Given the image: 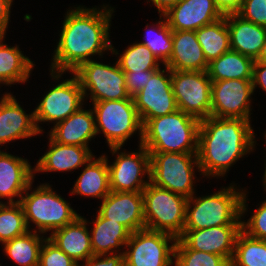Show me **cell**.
<instances>
[{
  "label": "cell",
  "instance_id": "obj_46",
  "mask_svg": "<svg viewBox=\"0 0 266 266\" xmlns=\"http://www.w3.org/2000/svg\"><path fill=\"white\" fill-rule=\"evenodd\" d=\"M255 61L266 63V38H265V41H264V45H263V47L261 49V52H260L258 58Z\"/></svg>",
  "mask_w": 266,
  "mask_h": 266
},
{
  "label": "cell",
  "instance_id": "obj_11",
  "mask_svg": "<svg viewBox=\"0 0 266 266\" xmlns=\"http://www.w3.org/2000/svg\"><path fill=\"white\" fill-rule=\"evenodd\" d=\"M211 84L206 71L171 70V85L178 110L200 121L211 114Z\"/></svg>",
  "mask_w": 266,
  "mask_h": 266
},
{
  "label": "cell",
  "instance_id": "obj_27",
  "mask_svg": "<svg viewBox=\"0 0 266 266\" xmlns=\"http://www.w3.org/2000/svg\"><path fill=\"white\" fill-rule=\"evenodd\" d=\"M94 220L90 233L93 255L124 254V251L119 250L126 245L131 232L122 224L105 219L99 213Z\"/></svg>",
  "mask_w": 266,
  "mask_h": 266
},
{
  "label": "cell",
  "instance_id": "obj_30",
  "mask_svg": "<svg viewBox=\"0 0 266 266\" xmlns=\"http://www.w3.org/2000/svg\"><path fill=\"white\" fill-rule=\"evenodd\" d=\"M196 36L207 63L230 50L229 30L225 15L196 30Z\"/></svg>",
  "mask_w": 266,
  "mask_h": 266
},
{
  "label": "cell",
  "instance_id": "obj_15",
  "mask_svg": "<svg viewBox=\"0 0 266 266\" xmlns=\"http://www.w3.org/2000/svg\"><path fill=\"white\" fill-rule=\"evenodd\" d=\"M252 80L212 81L211 117L250 120Z\"/></svg>",
  "mask_w": 266,
  "mask_h": 266
},
{
  "label": "cell",
  "instance_id": "obj_17",
  "mask_svg": "<svg viewBox=\"0 0 266 266\" xmlns=\"http://www.w3.org/2000/svg\"><path fill=\"white\" fill-rule=\"evenodd\" d=\"M242 226H216L200 230H183L179 239L193 250L213 253L231 263L235 243Z\"/></svg>",
  "mask_w": 266,
  "mask_h": 266
},
{
  "label": "cell",
  "instance_id": "obj_40",
  "mask_svg": "<svg viewBox=\"0 0 266 266\" xmlns=\"http://www.w3.org/2000/svg\"><path fill=\"white\" fill-rule=\"evenodd\" d=\"M156 70L149 71H141V72H124L125 73V81H126V89L130 97L136 95L142 88L145 87L148 78L152 76V74Z\"/></svg>",
  "mask_w": 266,
  "mask_h": 266
},
{
  "label": "cell",
  "instance_id": "obj_12",
  "mask_svg": "<svg viewBox=\"0 0 266 266\" xmlns=\"http://www.w3.org/2000/svg\"><path fill=\"white\" fill-rule=\"evenodd\" d=\"M138 147V152L131 153L120 152L121 147L109 148L112 155H117L112 164L107 158L110 191L143 192L150 182V154L144 146ZM146 175L148 180L145 181Z\"/></svg>",
  "mask_w": 266,
  "mask_h": 266
},
{
  "label": "cell",
  "instance_id": "obj_38",
  "mask_svg": "<svg viewBox=\"0 0 266 266\" xmlns=\"http://www.w3.org/2000/svg\"><path fill=\"white\" fill-rule=\"evenodd\" d=\"M242 231L252 238L266 240V200L247 221H242Z\"/></svg>",
  "mask_w": 266,
  "mask_h": 266
},
{
  "label": "cell",
  "instance_id": "obj_45",
  "mask_svg": "<svg viewBox=\"0 0 266 266\" xmlns=\"http://www.w3.org/2000/svg\"><path fill=\"white\" fill-rule=\"evenodd\" d=\"M182 0H147V2H152L154 7H157L159 15L165 14L171 7L176 5Z\"/></svg>",
  "mask_w": 266,
  "mask_h": 266
},
{
  "label": "cell",
  "instance_id": "obj_39",
  "mask_svg": "<svg viewBox=\"0 0 266 266\" xmlns=\"http://www.w3.org/2000/svg\"><path fill=\"white\" fill-rule=\"evenodd\" d=\"M237 14L247 21L266 27V0H244Z\"/></svg>",
  "mask_w": 266,
  "mask_h": 266
},
{
  "label": "cell",
  "instance_id": "obj_36",
  "mask_svg": "<svg viewBox=\"0 0 266 266\" xmlns=\"http://www.w3.org/2000/svg\"><path fill=\"white\" fill-rule=\"evenodd\" d=\"M174 260L175 266H230L224 257L189 249L179 238L175 245Z\"/></svg>",
  "mask_w": 266,
  "mask_h": 266
},
{
  "label": "cell",
  "instance_id": "obj_10",
  "mask_svg": "<svg viewBox=\"0 0 266 266\" xmlns=\"http://www.w3.org/2000/svg\"><path fill=\"white\" fill-rule=\"evenodd\" d=\"M177 238L147 228L131 233L124 251L125 266H171ZM172 243V244H169Z\"/></svg>",
  "mask_w": 266,
  "mask_h": 266
},
{
  "label": "cell",
  "instance_id": "obj_7",
  "mask_svg": "<svg viewBox=\"0 0 266 266\" xmlns=\"http://www.w3.org/2000/svg\"><path fill=\"white\" fill-rule=\"evenodd\" d=\"M150 182L182 195H195V167L201 173L197 153L149 152Z\"/></svg>",
  "mask_w": 266,
  "mask_h": 266
},
{
  "label": "cell",
  "instance_id": "obj_14",
  "mask_svg": "<svg viewBox=\"0 0 266 266\" xmlns=\"http://www.w3.org/2000/svg\"><path fill=\"white\" fill-rule=\"evenodd\" d=\"M157 69L144 88L133 96L136 110L144 125L149 119L168 115L178 110L171 85V69ZM166 72V73H165Z\"/></svg>",
  "mask_w": 266,
  "mask_h": 266
},
{
  "label": "cell",
  "instance_id": "obj_37",
  "mask_svg": "<svg viewBox=\"0 0 266 266\" xmlns=\"http://www.w3.org/2000/svg\"><path fill=\"white\" fill-rule=\"evenodd\" d=\"M76 264L48 238L45 239L40 249L38 266H76Z\"/></svg>",
  "mask_w": 266,
  "mask_h": 266
},
{
  "label": "cell",
  "instance_id": "obj_20",
  "mask_svg": "<svg viewBox=\"0 0 266 266\" xmlns=\"http://www.w3.org/2000/svg\"><path fill=\"white\" fill-rule=\"evenodd\" d=\"M15 97L9 93L0 103V146L41 134L34 111L27 114Z\"/></svg>",
  "mask_w": 266,
  "mask_h": 266
},
{
  "label": "cell",
  "instance_id": "obj_18",
  "mask_svg": "<svg viewBox=\"0 0 266 266\" xmlns=\"http://www.w3.org/2000/svg\"><path fill=\"white\" fill-rule=\"evenodd\" d=\"M163 15L172 31H196L224 16L214 0H182Z\"/></svg>",
  "mask_w": 266,
  "mask_h": 266
},
{
  "label": "cell",
  "instance_id": "obj_35",
  "mask_svg": "<svg viewBox=\"0 0 266 266\" xmlns=\"http://www.w3.org/2000/svg\"><path fill=\"white\" fill-rule=\"evenodd\" d=\"M28 230L20 202L0 203V243L25 234Z\"/></svg>",
  "mask_w": 266,
  "mask_h": 266
},
{
  "label": "cell",
  "instance_id": "obj_16",
  "mask_svg": "<svg viewBox=\"0 0 266 266\" xmlns=\"http://www.w3.org/2000/svg\"><path fill=\"white\" fill-rule=\"evenodd\" d=\"M98 213L125 226L131 233L145 228L142 192H113L101 201Z\"/></svg>",
  "mask_w": 266,
  "mask_h": 266
},
{
  "label": "cell",
  "instance_id": "obj_48",
  "mask_svg": "<svg viewBox=\"0 0 266 266\" xmlns=\"http://www.w3.org/2000/svg\"><path fill=\"white\" fill-rule=\"evenodd\" d=\"M9 94V92L7 93H5V94H3V96H1L0 97V103L4 100V98L7 96Z\"/></svg>",
  "mask_w": 266,
  "mask_h": 266
},
{
  "label": "cell",
  "instance_id": "obj_47",
  "mask_svg": "<svg viewBox=\"0 0 266 266\" xmlns=\"http://www.w3.org/2000/svg\"><path fill=\"white\" fill-rule=\"evenodd\" d=\"M264 137H265V142H266V131H265ZM264 164H265V167H264L265 168V171H264V175H263V180L262 181H263L264 190L266 191V163H264Z\"/></svg>",
  "mask_w": 266,
  "mask_h": 266
},
{
  "label": "cell",
  "instance_id": "obj_4",
  "mask_svg": "<svg viewBox=\"0 0 266 266\" xmlns=\"http://www.w3.org/2000/svg\"><path fill=\"white\" fill-rule=\"evenodd\" d=\"M200 120L177 110L149 119L143 125L141 145L148 152L197 153Z\"/></svg>",
  "mask_w": 266,
  "mask_h": 266
},
{
  "label": "cell",
  "instance_id": "obj_28",
  "mask_svg": "<svg viewBox=\"0 0 266 266\" xmlns=\"http://www.w3.org/2000/svg\"><path fill=\"white\" fill-rule=\"evenodd\" d=\"M5 35L0 36V84L7 86L16 83H25L35 66L29 57L24 56L19 46H8L3 40Z\"/></svg>",
  "mask_w": 266,
  "mask_h": 266
},
{
  "label": "cell",
  "instance_id": "obj_5",
  "mask_svg": "<svg viewBox=\"0 0 266 266\" xmlns=\"http://www.w3.org/2000/svg\"><path fill=\"white\" fill-rule=\"evenodd\" d=\"M32 184L27 187L21 196L20 204L24 210L25 222L28 230L35 231L44 235L51 231L63 228L72 223L78 214L68 201L62 198L51 188L49 183L41 184L33 189ZM31 191V193L29 192ZM35 228L31 227V223ZM38 230V231H37Z\"/></svg>",
  "mask_w": 266,
  "mask_h": 266
},
{
  "label": "cell",
  "instance_id": "obj_42",
  "mask_svg": "<svg viewBox=\"0 0 266 266\" xmlns=\"http://www.w3.org/2000/svg\"><path fill=\"white\" fill-rule=\"evenodd\" d=\"M253 91L257 85L266 92V63L254 61L252 73Z\"/></svg>",
  "mask_w": 266,
  "mask_h": 266
},
{
  "label": "cell",
  "instance_id": "obj_33",
  "mask_svg": "<svg viewBox=\"0 0 266 266\" xmlns=\"http://www.w3.org/2000/svg\"><path fill=\"white\" fill-rule=\"evenodd\" d=\"M160 21L157 26L146 29V37L141 44L147 46L162 65H166L173 51L172 35L173 31L169 27L164 15H159ZM154 33V34H153Z\"/></svg>",
  "mask_w": 266,
  "mask_h": 266
},
{
  "label": "cell",
  "instance_id": "obj_3",
  "mask_svg": "<svg viewBox=\"0 0 266 266\" xmlns=\"http://www.w3.org/2000/svg\"><path fill=\"white\" fill-rule=\"evenodd\" d=\"M233 183L211 195L187 199L183 230H200L216 226H242L247 212V191ZM193 207V208H192Z\"/></svg>",
  "mask_w": 266,
  "mask_h": 266
},
{
  "label": "cell",
  "instance_id": "obj_43",
  "mask_svg": "<svg viewBox=\"0 0 266 266\" xmlns=\"http://www.w3.org/2000/svg\"><path fill=\"white\" fill-rule=\"evenodd\" d=\"M14 0H0V33L6 35Z\"/></svg>",
  "mask_w": 266,
  "mask_h": 266
},
{
  "label": "cell",
  "instance_id": "obj_6",
  "mask_svg": "<svg viewBox=\"0 0 266 266\" xmlns=\"http://www.w3.org/2000/svg\"><path fill=\"white\" fill-rule=\"evenodd\" d=\"M97 135L104 134L110 147H123L138 131L139 145L142 142L143 124L133 98L92 102Z\"/></svg>",
  "mask_w": 266,
  "mask_h": 266
},
{
  "label": "cell",
  "instance_id": "obj_31",
  "mask_svg": "<svg viewBox=\"0 0 266 266\" xmlns=\"http://www.w3.org/2000/svg\"><path fill=\"white\" fill-rule=\"evenodd\" d=\"M47 237L41 233L27 231L25 234L4 242L3 251L19 266H38L39 253L43 242Z\"/></svg>",
  "mask_w": 266,
  "mask_h": 266
},
{
  "label": "cell",
  "instance_id": "obj_29",
  "mask_svg": "<svg viewBox=\"0 0 266 266\" xmlns=\"http://www.w3.org/2000/svg\"><path fill=\"white\" fill-rule=\"evenodd\" d=\"M254 60L239 52L229 50L208 63L207 73L211 81L229 79L252 80Z\"/></svg>",
  "mask_w": 266,
  "mask_h": 266
},
{
  "label": "cell",
  "instance_id": "obj_2",
  "mask_svg": "<svg viewBox=\"0 0 266 266\" xmlns=\"http://www.w3.org/2000/svg\"><path fill=\"white\" fill-rule=\"evenodd\" d=\"M250 121L211 116L200 121L197 158L203 177H224L240 158L254 151L256 134Z\"/></svg>",
  "mask_w": 266,
  "mask_h": 266
},
{
  "label": "cell",
  "instance_id": "obj_41",
  "mask_svg": "<svg viewBox=\"0 0 266 266\" xmlns=\"http://www.w3.org/2000/svg\"><path fill=\"white\" fill-rule=\"evenodd\" d=\"M76 266H125L123 253L93 255L86 259L82 265L79 262Z\"/></svg>",
  "mask_w": 266,
  "mask_h": 266
},
{
  "label": "cell",
  "instance_id": "obj_13",
  "mask_svg": "<svg viewBox=\"0 0 266 266\" xmlns=\"http://www.w3.org/2000/svg\"><path fill=\"white\" fill-rule=\"evenodd\" d=\"M84 99L86 98L83 90L74 74L70 79H65L50 88L34 109L39 132L42 133L44 130L40 127V122H51L55 125L65 120L84 105Z\"/></svg>",
  "mask_w": 266,
  "mask_h": 266
},
{
  "label": "cell",
  "instance_id": "obj_22",
  "mask_svg": "<svg viewBox=\"0 0 266 266\" xmlns=\"http://www.w3.org/2000/svg\"><path fill=\"white\" fill-rule=\"evenodd\" d=\"M83 107L55 124L48 136L60 144L89 147V141L97 136L95 115L92 109L85 110Z\"/></svg>",
  "mask_w": 266,
  "mask_h": 266
},
{
  "label": "cell",
  "instance_id": "obj_9",
  "mask_svg": "<svg viewBox=\"0 0 266 266\" xmlns=\"http://www.w3.org/2000/svg\"><path fill=\"white\" fill-rule=\"evenodd\" d=\"M70 74L77 77L84 97L90 95L91 102L133 98L127 92L125 73L117 61L112 66L92 59Z\"/></svg>",
  "mask_w": 266,
  "mask_h": 266
},
{
  "label": "cell",
  "instance_id": "obj_8",
  "mask_svg": "<svg viewBox=\"0 0 266 266\" xmlns=\"http://www.w3.org/2000/svg\"><path fill=\"white\" fill-rule=\"evenodd\" d=\"M142 195L145 228L179 238L185 225L187 198L151 182Z\"/></svg>",
  "mask_w": 266,
  "mask_h": 266
},
{
  "label": "cell",
  "instance_id": "obj_32",
  "mask_svg": "<svg viewBox=\"0 0 266 266\" xmlns=\"http://www.w3.org/2000/svg\"><path fill=\"white\" fill-rule=\"evenodd\" d=\"M230 266H266V240L252 238L241 231Z\"/></svg>",
  "mask_w": 266,
  "mask_h": 266
},
{
  "label": "cell",
  "instance_id": "obj_34",
  "mask_svg": "<svg viewBox=\"0 0 266 266\" xmlns=\"http://www.w3.org/2000/svg\"><path fill=\"white\" fill-rule=\"evenodd\" d=\"M120 55L117 62L123 72L157 70L161 66L152 51L140 42L129 45Z\"/></svg>",
  "mask_w": 266,
  "mask_h": 266
},
{
  "label": "cell",
  "instance_id": "obj_24",
  "mask_svg": "<svg viewBox=\"0 0 266 266\" xmlns=\"http://www.w3.org/2000/svg\"><path fill=\"white\" fill-rule=\"evenodd\" d=\"M88 221L78 216L72 223L57 229L47 237L76 263L93 256Z\"/></svg>",
  "mask_w": 266,
  "mask_h": 266
},
{
  "label": "cell",
  "instance_id": "obj_44",
  "mask_svg": "<svg viewBox=\"0 0 266 266\" xmlns=\"http://www.w3.org/2000/svg\"><path fill=\"white\" fill-rule=\"evenodd\" d=\"M243 2L244 0H214L216 7L223 15L237 13Z\"/></svg>",
  "mask_w": 266,
  "mask_h": 266
},
{
  "label": "cell",
  "instance_id": "obj_21",
  "mask_svg": "<svg viewBox=\"0 0 266 266\" xmlns=\"http://www.w3.org/2000/svg\"><path fill=\"white\" fill-rule=\"evenodd\" d=\"M47 150L34 166V173L68 172L83 167L94 155L90 147L65 145L55 142L49 136Z\"/></svg>",
  "mask_w": 266,
  "mask_h": 266
},
{
  "label": "cell",
  "instance_id": "obj_26",
  "mask_svg": "<svg viewBox=\"0 0 266 266\" xmlns=\"http://www.w3.org/2000/svg\"><path fill=\"white\" fill-rule=\"evenodd\" d=\"M93 156L85 165L70 191L72 195L103 200L110 193L108 161L105 154Z\"/></svg>",
  "mask_w": 266,
  "mask_h": 266
},
{
  "label": "cell",
  "instance_id": "obj_25",
  "mask_svg": "<svg viewBox=\"0 0 266 266\" xmlns=\"http://www.w3.org/2000/svg\"><path fill=\"white\" fill-rule=\"evenodd\" d=\"M173 51L166 66L178 71H207L208 63L196 31H173Z\"/></svg>",
  "mask_w": 266,
  "mask_h": 266
},
{
  "label": "cell",
  "instance_id": "obj_19",
  "mask_svg": "<svg viewBox=\"0 0 266 266\" xmlns=\"http://www.w3.org/2000/svg\"><path fill=\"white\" fill-rule=\"evenodd\" d=\"M35 175L27 159L0 150V200L5 198L8 199L6 203L20 202L27 187L34 182ZM15 197L19 199L15 200Z\"/></svg>",
  "mask_w": 266,
  "mask_h": 266
},
{
  "label": "cell",
  "instance_id": "obj_23",
  "mask_svg": "<svg viewBox=\"0 0 266 266\" xmlns=\"http://www.w3.org/2000/svg\"><path fill=\"white\" fill-rule=\"evenodd\" d=\"M230 49L252 58H258L266 38V27L247 21L237 13L226 14Z\"/></svg>",
  "mask_w": 266,
  "mask_h": 266
},
{
  "label": "cell",
  "instance_id": "obj_1",
  "mask_svg": "<svg viewBox=\"0 0 266 266\" xmlns=\"http://www.w3.org/2000/svg\"><path fill=\"white\" fill-rule=\"evenodd\" d=\"M113 12L114 8L109 5L102 8L79 5L67 11L51 60L50 75L53 80H60L66 71L74 72L81 64L92 60L91 56L102 57L103 52L109 50L119 55L109 35Z\"/></svg>",
  "mask_w": 266,
  "mask_h": 266
}]
</instances>
